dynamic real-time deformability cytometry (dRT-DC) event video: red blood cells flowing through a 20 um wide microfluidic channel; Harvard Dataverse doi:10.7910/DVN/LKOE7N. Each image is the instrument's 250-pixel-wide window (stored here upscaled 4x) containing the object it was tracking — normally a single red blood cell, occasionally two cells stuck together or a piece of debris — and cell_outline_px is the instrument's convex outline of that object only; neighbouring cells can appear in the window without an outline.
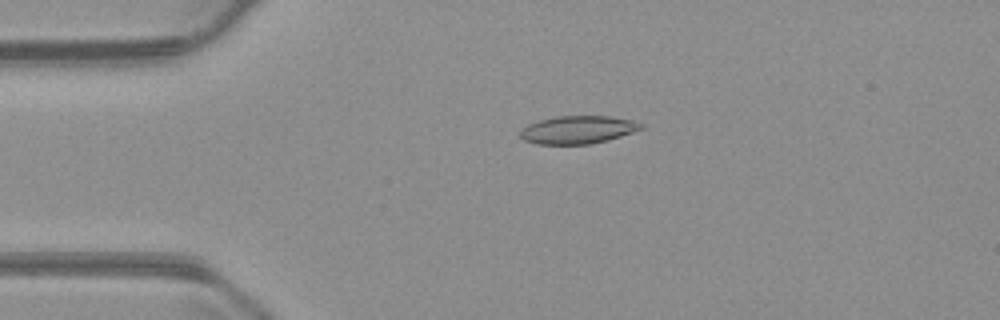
{"species": "common noctule bat (a hibernating species)", "species_latin": "Nyctalus noctula", "temperature_condition": "warm", "stored_images_in_passage": 49, "camera_frame_rate_fps": 3000, "um_per_image_px": 0.085, "animal": {"sex": "male", "body_mass_g": 23.1, "forearm_length_mm": 52.7}, "frame": {"image": 1, "passage_image": 6, "time_ms": 1.667, "image_size_px": [1000, 320], "cell_outline_px": [[644, 128], [608, 140], [588, 144], [536, 144], [524, 140], [520, 136], [520, 132], [528, 124], [540, 120], [556, 116], [608, 116], [632, 120], [644, 124]], "centroid_in_image_um": [49.12, 11.03], "position_along_channel_um": 35.9, "area_um2": 19.54}}
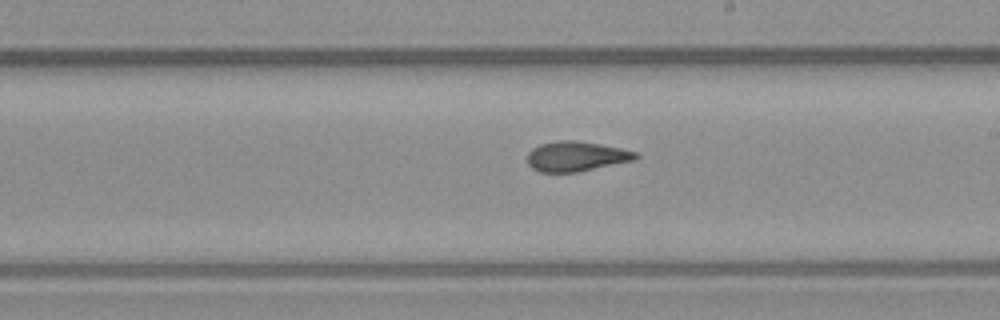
{"frame": {"image": 2, "passage_image": 25, "time_ms": 8.0, "image_size_px": [1000, 320], "cell_outline_px": [[640, 156], [636, 160], [576, 172], [540, 172], [532, 168], [528, 164], [528, 152], [532, 148], [540, 144], [560, 140], [576, 140], [600, 144], [620, 148], [636, 152]], "centroid_in_image_um": [48.98, 13.29], "position_along_channel_um": 240.0, "area_um2": 18.9}}
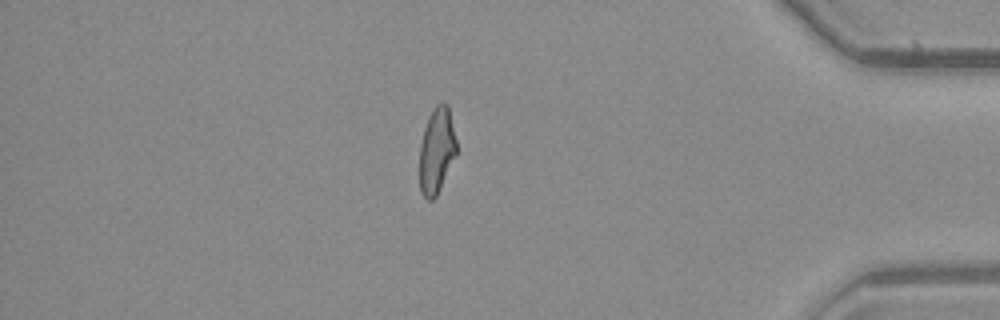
{"frame": {"image": 3, "passage_image": 41, "time_ms": 13.333, "image_size_px": [1000, 320], "cell_outline_px": [[456, 156], [436, 196], [432, 200], [428, 200], [420, 192], [420, 144], [424, 128], [428, 116], [432, 108], [436, 104], [444, 100], [448, 104], [456, 140]], "centroid_in_image_um": [37.11, 12.75], "position_along_channel_um": 398.1, "area_um2": 18.61}, "authors_computed_cell_mechanics": {"area_um2": 19.2474, "velocity_mm_per_s": 3.7325, "shape_relaxation_time_tau1_ms": 5.6483, "shape_relaxation_time_tau2_ms": 1.8193, "deformation_change_tau1": 0.1849, "deformation_change_tau2": 0.0966}}